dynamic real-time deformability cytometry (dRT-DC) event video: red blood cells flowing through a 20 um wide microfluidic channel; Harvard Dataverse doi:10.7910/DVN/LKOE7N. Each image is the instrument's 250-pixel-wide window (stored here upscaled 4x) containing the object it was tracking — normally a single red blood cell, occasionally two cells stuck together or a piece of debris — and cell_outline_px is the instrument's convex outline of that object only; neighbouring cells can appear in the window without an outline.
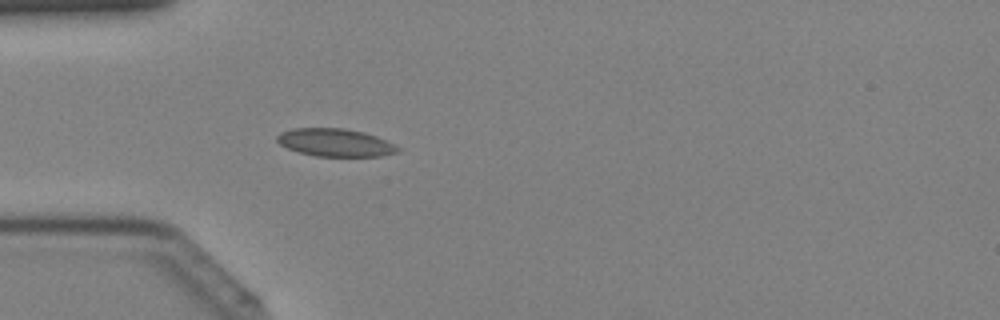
{"species": "Egyptian fruit bat (a non-hibernating species)", "species_latin": "Rousettus aegyptiacus", "temperature_condition": "cold", "stored_images_in_passage": 37, "camera_frame_rate_fps": 3000, "um_per_image_px": 0.085, "animal": {"sex": "female"}, "frame": {"image": 1, "passage_image": 12, "time_ms": 3.667, "image_size_px": [1000, 320], "cell_outline_px": [[400, 152], [380, 156], [316, 156], [300, 152], [288, 148], [280, 144], [276, 140], [276, 136], [280, 132], [292, 128], [344, 128], [364, 132], [376, 136], [400, 148]], "centroid_in_image_um": [28.48, 12.11], "position_along_channel_um": 56.5, "area_um2": 19.48}}
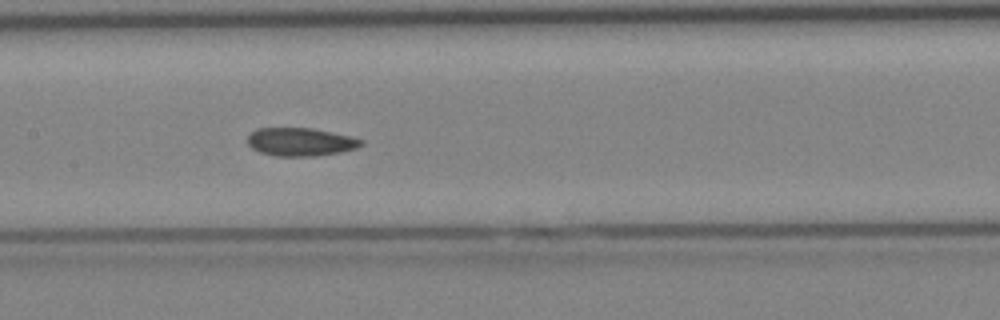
{"frame": {"image": 2, "passage_image": 20, "time_ms": 6.333, "image_size_px": [1000, 320], "cell_outline_px": [[364, 144], [356, 148], [340, 152], [312, 156], [276, 156], [260, 152], [252, 148], [248, 144], [248, 136], [256, 128], [312, 128], [352, 136], [364, 140]], "centroid_in_image_um": [25.56, 12.05], "position_along_channel_um": 181.8, "area_um2": 18.67}}
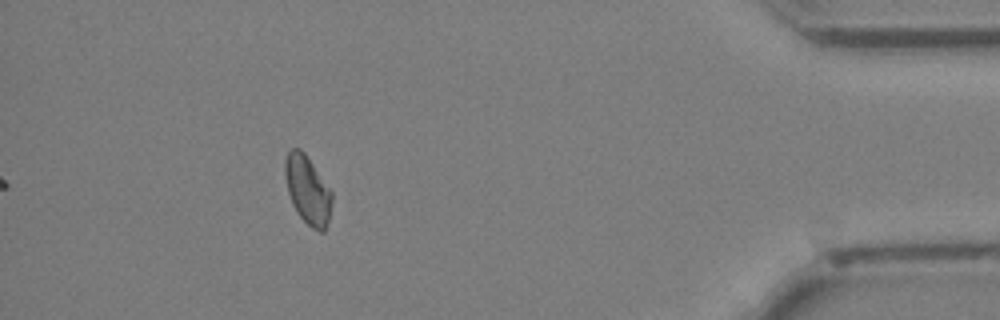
{"frame": {"image": 3, "passage_image": 37, "time_ms": 12.0, "image_size_px": [1000, 320], "cell_outline_px": [[332, 200], [328, 220], [324, 232], [320, 232], [312, 228], [296, 212], [292, 204], [288, 192], [284, 176], [284, 160], [288, 152], [292, 148], [300, 148], [304, 152], [332, 192]], "centroid_in_image_um": [26.12, 16.13], "position_along_channel_um": 409.1, "area_um2": 18.55}}